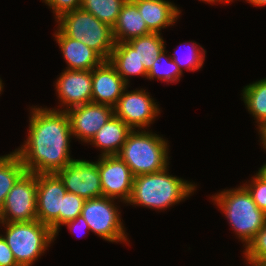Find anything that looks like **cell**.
Returning <instances> with one entry per match:
<instances>
[{
	"instance_id": "cell-3",
	"label": "cell",
	"mask_w": 266,
	"mask_h": 266,
	"mask_svg": "<svg viewBox=\"0 0 266 266\" xmlns=\"http://www.w3.org/2000/svg\"><path fill=\"white\" fill-rule=\"evenodd\" d=\"M167 142L157 134L132 130L118 156L133 176L160 172L167 168Z\"/></svg>"
},
{
	"instance_id": "cell-39",
	"label": "cell",
	"mask_w": 266,
	"mask_h": 266,
	"mask_svg": "<svg viewBox=\"0 0 266 266\" xmlns=\"http://www.w3.org/2000/svg\"><path fill=\"white\" fill-rule=\"evenodd\" d=\"M220 1V0H219ZM221 1H224V2H230L231 0H221Z\"/></svg>"
},
{
	"instance_id": "cell-13",
	"label": "cell",
	"mask_w": 266,
	"mask_h": 266,
	"mask_svg": "<svg viewBox=\"0 0 266 266\" xmlns=\"http://www.w3.org/2000/svg\"><path fill=\"white\" fill-rule=\"evenodd\" d=\"M73 136L90 142L97 131L114 115V107L88 103L65 110Z\"/></svg>"
},
{
	"instance_id": "cell-33",
	"label": "cell",
	"mask_w": 266,
	"mask_h": 266,
	"mask_svg": "<svg viewBox=\"0 0 266 266\" xmlns=\"http://www.w3.org/2000/svg\"><path fill=\"white\" fill-rule=\"evenodd\" d=\"M259 132L261 134L262 143L264 144L263 146L266 149V123L259 127Z\"/></svg>"
},
{
	"instance_id": "cell-22",
	"label": "cell",
	"mask_w": 266,
	"mask_h": 266,
	"mask_svg": "<svg viewBox=\"0 0 266 266\" xmlns=\"http://www.w3.org/2000/svg\"><path fill=\"white\" fill-rule=\"evenodd\" d=\"M26 172L16 152L0 157V211L17 180Z\"/></svg>"
},
{
	"instance_id": "cell-16",
	"label": "cell",
	"mask_w": 266,
	"mask_h": 266,
	"mask_svg": "<svg viewBox=\"0 0 266 266\" xmlns=\"http://www.w3.org/2000/svg\"><path fill=\"white\" fill-rule=\"evenodd\" d=\"M59 47L68 63V70H93L104 59L81 41L67 37L60 29L55 33Z\"/></svg>"
},
{
	"instance_id": "cell-25",
	"label": "cell",
	"mask_w": 266,
	"mask_h": 266,
	"mask_svg": "<svg viewBox=\"0 0 266 266\" xmlns=\"http://www.w3.org/2000/svg\"><path fill=\"white\" fill-rule=\"evenodd\" d=\"M166 58L167 57H165L164 49L162 53L158 56V58L154 60V63L147 74V78H158L166 82H176L180 79L182 71H180L179 67L176 65L172 58L169 60ZM163 65H165V67Z\"/></svg>"
},
{
	"instance_id": "cell-15",
	"label": "cell",
	"mask_w": 266,
	"mask_h": 266,
	"mask_svg": "<svg viewBox=\"0 0 266 266\" xmlns=\"http://www.w3.org/2000/svg\"><path fill=\"white\" fill-rule=\"evenodd\" d=\"M58 97L70 109L92 102L91 70L66 69L56 83ZM69 104V105H68Z\"/></svg>"
},
{
	"instance_id": "cell-11",
	"label": "cell",
	"mask_w": 266,
	"mask_h": 266,
	"mask_svg": "<svg viewBox=\"0 0 266 266\" xmlns=\"http://www.w3.org/2000/svg\"><path fill=\"white\" fill-rule=\"evenodd\" d=\"M101 187L104 197L120 198L127 202L131 196L134 176L118 156H101L98 160Z\"/></svg>"
},
{
	"instance_id": "cell-32",
	"label": "cell",
	"mask_w": 266,
	"mask_h": 266,
	"mask_svg": "<svg viewBox=\"0 0 266 266\" xmlns=\"http://www.w3.org/2000/svg\"><path fill=\"white\" fill-rule=\"evenodd\" d=\"M65 225H67L70 230L75 229L77 225H83L85 228L90 230L89 225L87 224L86 220L83 218L82 215L77 216L74 220L66 222Z\"/></svg>"
},
{
	"instance_id": "cell-8",
	"label": "cell",
	"mask_w": 266,
	"mask_h": 266,
	"mask_svg": "<svg viewBox=\"0 0 266 266\" xmlns=\"http://www.w3.org/2000/svg\"><path fill=\"white\" fill-rule=\"evenodd\" d=\"M113 200L114 198L104 196L85 200L81 215L90 230L103 239L110 242L127 241Z\"/></svg>"
},
{
	"instance_id": "cell-30",
	"label": "cell",
	"mask_w": 266,
	"mask_h": 266,
	"mask_svg": "<svg viewBox=\"0 0 266 266\" xmlns=\"http://www.w3.org/2000/svg\"><path fill=\"white\" fill-rule=\"evenodd\" d=\"M82 0H44L49 5L58 19L62 14L79 9Z\"/></svg>"
},
{
	"instance_id": "cell-4",
	"label": "cell",
	"mask_w": 266,
	"mask_h": 266,
	"mask_svg": "<svg viewBox=\"0 0 266 266\" xmlns=\"http://www.w3.org/2000/svg\"><path fill=\"white\" fill-rule=\"evenodd\" d=\"M219 208L225 213L229 223L240 239L248 243L266 222V213L258 208L244 186L238 189L222 191L213 197Z\"/></svg>"
},
{
	"instance_id": "cell-12",
	"label": "cell",
	"mask_w": 266,
	"mask_h": 266,
	"mask_svg": "<svg viewBox=\"0 0 266 266\" xmlns=\"http://www.w3.org/2000/svg\"><path fill=\"white\" fill-rule=\"evenodd\" d=\"M145 90L124 92L114 106V115L122 119L132 130L146 127L158 116L159 109Z\"/></svg>"
},
{
	"instance_id": "cell-2",
	"label": "cell",
	"mask_w": 266,
	"mask_h": 266,
	"mask_svg": "<svg viewBox=\"0 0 266 266\" xmlns=\"http://www.w3.org/2000/svg\"><path fill=\"white\" fill-rule=\"evenodd\" d=\"M195 185L167 174V168L156 173L135 176L129 200L126 203L165 209L188 197Z\"/></svg>"
},
{
	"instance_id": "cell-27",
	"label": "cell",
	"mask_w": 266,
	"mask_h": 266,
	"mask_svg": "<svg viewBox=\"0 0 266 266\" xmlns=\"http://www.w3.org/2000/svg\"><path fill=\"white\" fill-rule=\"evenodd\" d=\"M200 49L197 48V44L194 45V43H193L191 48L188 50L190 52L188 54H186L187 57L185 55V57L181 58L180 56H177L175 53L173 56H170V58H172L174 60L176 65L179 67L180 71L183 70L181 67H184V66L189 71L190 70L191 71L198 70L202 67L204 57H205L203 55L205 53V50H203L202 47ZM202 52H204V53H202Z\"/></svg>"
},
{
	"instance_id": "cell-34",
	"label": "cell",
	"mask_w": 266,
	"mask_h": 266,
	"mask_svg": "<svg viewBox=\"0 0 266 266\" xmlns=\"http://www.w3.org/2000/svg\"><path fill=\"white\" fill-rule=\"evenodd\" d=\"M249 3L257 6H264L266 5V0H247Z\"/></svg>"
},
{
	"instance_id": "cell-1",
	"label": "cell",
	"mask_w": 266,
	"mask_h": 266,
	"mask_svg": "<svg viewBox=\"0 0 266 266\" xmlns=\"http://www.w3.org/2000/svg\"><path fill=\"white\" fill-rule=\"evenodd\" d=\"M31 116L27 141L15 150L26 172L51 174L71 164L72 132L66 111L34 108Z\"/></svg>"
},
{
	"instance_id": "cell-14",
	"label": "cell",
	"mask_w": 266,
	"mask_h": 266,
	"mask_svg": "<svg viewBox=\"0 0 266 266\" xmlns=\"http://www.w3.org/2000/svg\"><path fill=\"white\" fill-rule=\"evenodd\" d=\"M91 74L92 103L114 107L127 86L116 68L108 60H104L91 70Z\"/></svg>"
},
{
	"instance_id": "cell-24",
	"label": "cell",
	"mask_w": 266,
	"mask_h": 266,
	"mask_svg": "<svg viewBox=\"0 0 266 266\" xmlns=\"http://www.w3.org/2000/svg\"><path fill=\"white\" fill-rule=\"evenodd\" d=\"M127 0H82L80 9L91 13L98 20L113 28L122 5Z\"/></svg>"
},
{
	"instance_id": "cell-21",
	"label": "cell",
	"mask_w": 266,
	"mask_h": 266,
	"mask_svg": "<svg viewBox=\"0 0 266 266\" xmlns=\"http://www.w3.org/2000/svg\"><path fill=\"white\" fill-rule=\"evenodd\" d=\"M127 43L137 53L138 58L142 62L145 70L150 71L154 60L165 49L164 40L159 33H150L144 36L133 38Z\"/></svg>"
},
{
	"instance_id": "cell-9",
	"label": "cell",
	"mask_w": 266,
	"mask_h": 266,
	"mask_svg": "<svg viewBox=\"0 0 266 266\" xmlns=\"http://www.w3.org/2000/svg\"><path fill=\"white\" fill-rule=\"evenodd\" d=\"M36 178L37 220L48 225L56 236L62 224V199L67 190L55 173L36 174Z\"/></svg>"
},
{
	"instance_id": "cell-5",
	"label": "cell",
	"mask_w": 266,
	"mask_h": 266,
	"mask_svg": "<svg viewBox=\"0 0 266 266\" xmlns=\"http://www.w3.org/2000/svg\"><path fill=\"white\" fill-rule=\"evenodd\" d=\"M59 29L74 40L81 41L96 51L104 60H109L115 41L112 28L91 13L76 9L62 14Z\"/></svg>"
},
{
	"instance_id": "cell-36",
	"label": "cell",
	"mask_w": 266,
	"mask_h": 266,
	"mask_svg": "<svg viewBox=\"0 0 266 266\" xmlns=\"http://www.w3.org/2000/svg\"><path fill=\"white\" fill-rule=\"evenodd\" d=\"M253 266H266V262L258 263V264H255Z\"/></svg>"
},
{
	"instance_id": "cell-38",
	"label": "cell",
	"mask_w": 266,
	"mask_h": 266,
	"mask_svg": "<svg viewBox=\"0 0 266 266\" xmlns=\"http://www.w3.org/2000/svg\"><path fill=\"white\" fill-rule=\"evenodd\" d=\"M2 81L0 80V92L2 91Z\"/></svg>"
},
{
	"instance_id": "cell-26",
	"label": "cell",
	"mask_w": 266,
	"mask_h": 266,
	"mask_svg": "<svg viewBox=\"0 0 266 266\" xmlns=\"http://www.w3.org/2000/svg\"><path fill=\"white\" fill-rule=\"evenodd\" d=\"M245 257L252 266L266 262V222L246 246Z\"/></svg>"
},
{
	"instance_id": "cell-29",
	"label": "cell",
	"mask_w": 266,
	"mask_h": 266,
	"mask_svg": "<svg viewBox=\"0 0 266 266\" xmlns=\"http://www.w3.org/2000/svg\"><path fill=\"white\" fill-rule=\"evenodd\" d=\"M252 181L250 186L246 184L244 187L248 190L258 208L266 213V180L257 174Z\"/></svg>"
},
{
	"instance_id": "cell-37",
	"label": "cell",
	"mask_w": 266,
	"mask_h": 266,
	"mask_svg": "<svg viewBox=\"0 0 266 266\" xmlns=\"http://www.w3.org/2000/svg\"><path fill=\"white\" fill-rule=\"evenodd\" d=\"M202 1H205V2L207 1L208 3H210V2L213 3V2H215V1H219V0H202Z\"/></svg>"
},
{
	"instance_id": "cell-7",
	"label": "cell",
	"mask_w": 266,
	"mask_h": 266,
	"mask_svg": "<svg viewBox=\"0 0 266 266\" xmlns=\"http://www.w3.org/2000/svg\"><path fill=\"white\" fill-rule=\"evenodd\" d=\"M36 197V174L25 172L5 198L0 211V223L37 220Z\"/></svg>"
},
{
	"instance_id": "cell-6",
	"label": "cell",
	"mask_w": 266,
	"mask_h": 266,
	"mask_svg": "<svg viewBox=\"0 0 266 266\" xmlns=\"http://www.w3.org/2000/svg\"><path fill=\"white\" fill-rule=\"evenodd\" d=\"M6 224L2 236L10 247L19 266H30L55 239L52 229L39 220Z\"/></svg>"
},
{
	"instance_id": "cell-19",
	"label": "cell",
	"mask_w": 266,
	"mask_h": 266,
	"mask_svg": "<svg viewBox=\"0 0 266 266\" xmlns=\"http://www.w3.org/2000/svg\"><path fill=\"white\" fill-rule=\"evenodd\" d=\"M132 129L120 118L113 115L90 140L102 148L101 156L118 155Z\"/></svg>"
},
{
	"instance_id": "cell-18",
	"label": "cell",
	"mask_w": 266,
	"mask_h": 266,
	"mask_svg": "<svg viewBox=\"0 0 266 266\" xmlns=\"http://www.w3.org/2000/svg\"><path fill=\"white\" fill-rule=\"evenodd\" d=\"M112 31L115 43L127 42L133 38L152 33L147 28L137 6L131 0H127L122 5Z\"/></svg>"
},
{
	"instance_id": "cell-23",
	"label": "cell",
	"mask_w": 266,
	"mask_h": 266,
	"mask_svg": "<svg viewBox=\"0 0 266 266\" xmlns=\"http://www.w3.org/2000/svg\"><path fill=\"white\" fill-rule=\"evenodd\" d=\"M243 100L248 111L256 118L261 127L266 123V78L243 89Z\"/></svg>"
},
{
	"instance_id": "cell-31",
	"label": "cell",
	"mask_w": 266,
	"mask_h": 266,
	"mask_svg": "<svg viewBox=\"0 0 266 266\" xmlns=\"http://www.w3.org/2000/svg\"><path fill=\"white\" fill-rule=\"evenodd\" d=\"M0 266H19L2 235H0Z\"/></svg>"
},
{
	"instance_id": "cell-35",
	"label": "cell",
	"mask_w": 266,
	"mask_h": 266,
	"mask_svg": "<svg viewBox=\"0 0 266 266\" xmlns=\"http://www.w3.org/2000/svg\"><path fill=\"white\" fill-rule=\"evenodd\" d=\"M258 174L266 180V164L261 167Z\"/></svg>"
},
{
	"instance_id": "cell-20",
	"label": "cell",
	"mask_w": 266,
	"mask_h": 266,
	"mask_svg": "<svg viewBox=\"0 0 266 266\" xmlns=\"http://www.w3.org/2000/svg\"><path fill=\"white\" fill-rule=\"evenodd\" d=\"M108 61L116 68L117 73L127 85V76L142 75L147 77L148 72L137 53L127 42L115 43Z\"/></svg>"
},
{
	"instance_id": "cell-10",
	"label": "cell",
	"mask_w": 266,
	"mask_h": 266,
	"mask_svg": "<svg viewBox=\"0 0 266 266\" xmlns=\"http://www.w3.org/2000/svg\"><path fill=\"white\" fill-rule=\"evenodd\" d=\"M63 182L67 192L84 200L103 196L98 162L75 160L55 173Z\"/></svg>"
},
{
	"instance_id": "cell-28",
	"label": "cell",
	"mask_w": 266,
	"mask_h": 266,
	"mask_svg": "<svg viewBox=\"0 0 266 266\" xmlns=\"http://www.w3.org/2000/svg\"><path fill=\"white\" fill-rule=\"evenodd\" d=\"M84 202L80 196L66 192L62 199V225L81 215Z\"/></svg>"
},
{
	"instance_id": "cell-17",
	"label": "cell",
	"mask_w": 266,
	"mask_h": 266,
	"mask_svg": "<svg viewBox=\"0 0 266 266\" xmlns=\"http://www.w3.org/2000/svg\"><path fill=\"white\" fill-rule=\"evenodd\" d=\"M152 33H159L161 28L172 25L180 10L165 0H131Z\"/></svg>"
}]
</instances>
